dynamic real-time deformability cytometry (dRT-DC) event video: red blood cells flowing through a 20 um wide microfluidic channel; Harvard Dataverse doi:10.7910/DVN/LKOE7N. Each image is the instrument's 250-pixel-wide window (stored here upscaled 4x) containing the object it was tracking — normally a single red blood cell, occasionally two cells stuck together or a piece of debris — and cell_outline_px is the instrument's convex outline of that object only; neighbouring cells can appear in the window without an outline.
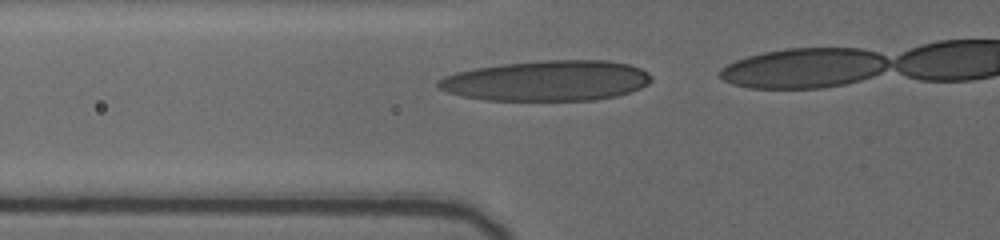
{"species": "human", "species_latin": "Homo sapiens", "temperature_condition": "cold", "stored_images_in_passage": 23, "camera_frame_rate_fps": 3000, "um_per_image_px": 0.085, "donor": {"sex": "female"}, "frame": {"image": 1, "passage_image": 13, "time_ms": 2.0, "image_size_px": [1000, 240], "cell_outline_px": [[652, 80], [648, 84], [640, 88], [616, 96], [596, 100], [488, 100], [464, 96], [448, 92], [440, 88], [436, 84], [436, 80], [444, 76], [456, 72], [476, 68], [500, 64], [540, 60], [608, 60], [628, 64], [640, 68], [648, 72], [652, 76]], "centroid_in_image_um": [46.5, 6.85], "position_along_channel_um": 79.3, "area_um2": 50.29}}
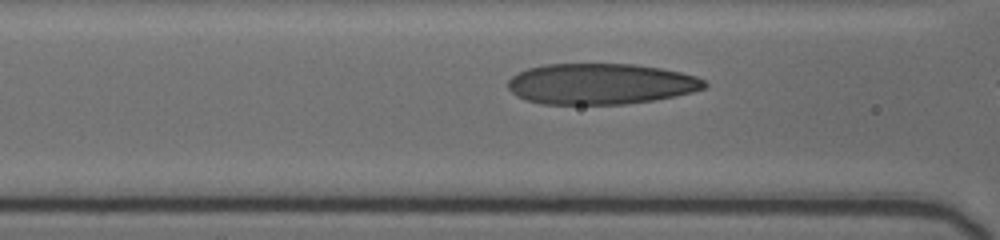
{"frame": {"image": 2, "passage_image": 19, "time_ms": 3.0, "image_size_px": [1000, 240], "cell_outline_px": [[708, 84], [704, 88], [692, 92], [652, 100], [624, 104], [540, 104], [524, 100], [516, 96], [508, 88], [508, 80], [512, 76], [528, 68], [544, 64], [636, 64], [660, 68], [680, 72], [696, 76], [704, 80]], "centroid_in_image_um": [51.02, 7.13], "position_along_channel_um": 115.6, "area_um2": 46.82}}